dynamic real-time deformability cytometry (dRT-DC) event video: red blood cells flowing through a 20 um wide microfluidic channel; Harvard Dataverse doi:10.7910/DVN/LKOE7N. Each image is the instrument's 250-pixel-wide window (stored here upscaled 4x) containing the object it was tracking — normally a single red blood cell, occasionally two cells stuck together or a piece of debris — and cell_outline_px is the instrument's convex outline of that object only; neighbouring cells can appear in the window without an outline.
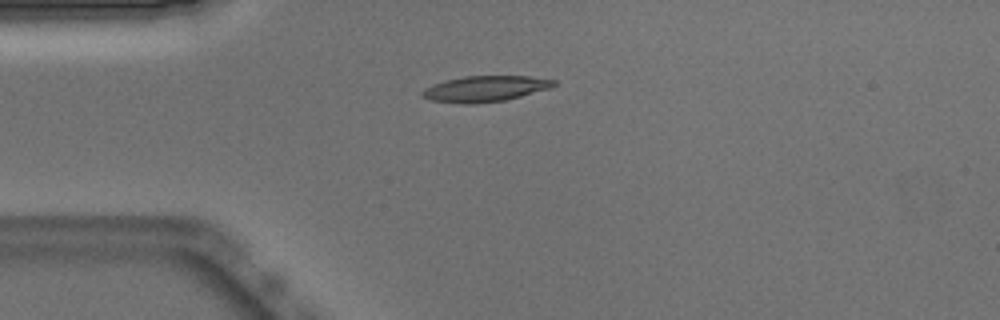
{"species": "Egyptian fruit bat (a non-hibernating species)", "species_latin": "Rousettus aegyptiacus", "temperature_condition": "warm", "stored_images_in_passage": 40, "camera_frame_rate_fps": 3000, "um_per_image_px": 0.085, "animal": {"sex": "male"}, "frame": {"image": 1, "passage_image": 1, "time_ms": 0.0, "image_size_px": [1000, 320], "cell_outline_px": [[556, 84], [548, 88], [520, 96], [504, 100], [472, 104], [464, 104], [432, 100], [420, 96], [420, 92], [424, 88], [432, 84], [464, 76], [528, 76], [556, 80]], "centroid_in_image_um": [41.18, 7.54], "position_along_channel_um": 43.8, "area_um2": 19.59}}
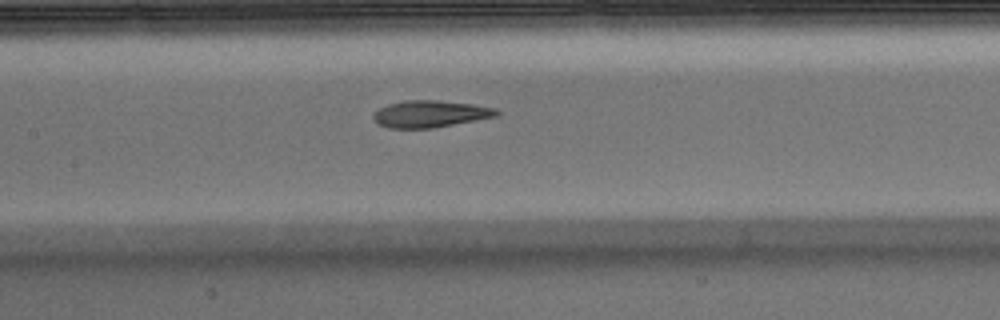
{"frame": {"image": 2, "passage_image": 12, "time_ms": 3.667, "image_size_px": [1000, 320], "cell_outline_px": [[500, 112], [496, 116], [476, 120], [432, 128], [388, 128], [380, 124], [372, 116], [380, 108], [388, 104], [404, 100], [436, 100], [472, 104], [496, 108]], "centroid_in_image_um": [36.58, 9.67], "position_along_channel_um": 170.8, "area_um2": 19.07}}
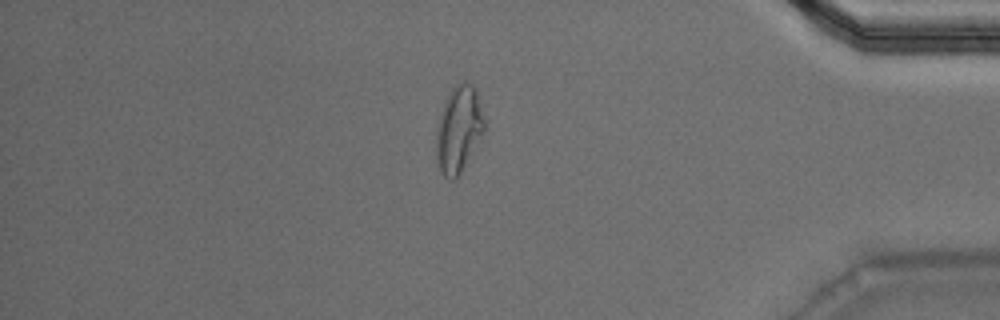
{"frame": {"image": 3, "passage_image": 32, "time_ms": 10.333, "image_size_px": [1000, 320], "cell_outline_px": [[484, 132], [456, 180], [452, 180], [444, 176], [436, 160], [436, 132], [444, 100], [452, 88], [456, 84], [464, 80], [472, 84], [476, 88], [484, 120]], "centroid_in_image_um": [38.98, 10.96], "position_along_channel_um": 396.2, "area_um2": 24.16}, "authors_computed_cell_mechanics": {"area_um2": 20.1433, "velocity_mm_per_s": 3.8905, "shape_relaxation_time_tau1_ms": null, "shape_relaxation_time_tau2_ms": 2.2796, "deformation_change_tau1": null, "deformation_change_tau2": 0.1092}}